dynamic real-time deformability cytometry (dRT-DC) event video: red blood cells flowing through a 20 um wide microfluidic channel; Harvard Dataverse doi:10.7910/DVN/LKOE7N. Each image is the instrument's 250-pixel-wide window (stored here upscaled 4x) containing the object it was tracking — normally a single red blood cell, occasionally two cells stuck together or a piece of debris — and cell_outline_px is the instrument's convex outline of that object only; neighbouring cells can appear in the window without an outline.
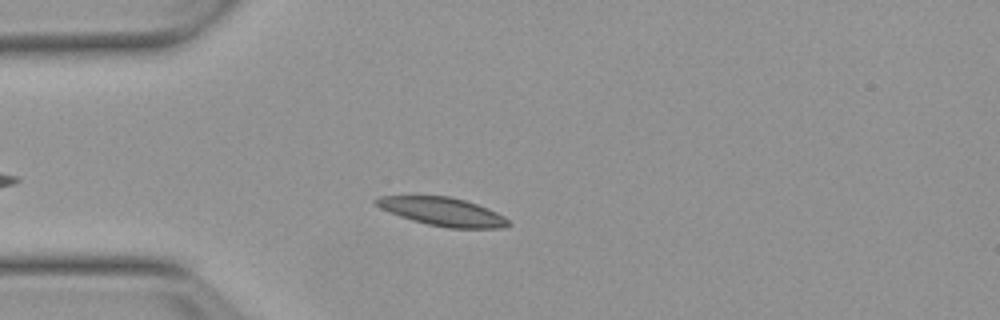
{"species": "Egyptian fruit bat (a non-hibernating species)", "species_latin": "Rousettus aegyptiacus", "temperature_condition": "warm", "stored_images_in_passage": 38, "camera_frame_rate_fps": 3000, "um_per_image_px": 0.085, "animal": {"sex": "female"}, "frame": {"image": 1, "passage_image": 5, "time_ms": 1.333, "image_size_px": [1000, 320], "cell_outline_px": [[512, 224], [504, 228], [448, 228], [428, 224], [412, 220], [388, 212], [372, 204], [372, 200], [380, 196], [448, 196], [464, 200], [488, 208], [504, 216]], "centroid_in_image_um": [37.59, 17.99], "position_along_channel_um": 47.4, "area_um2": 21.91}}
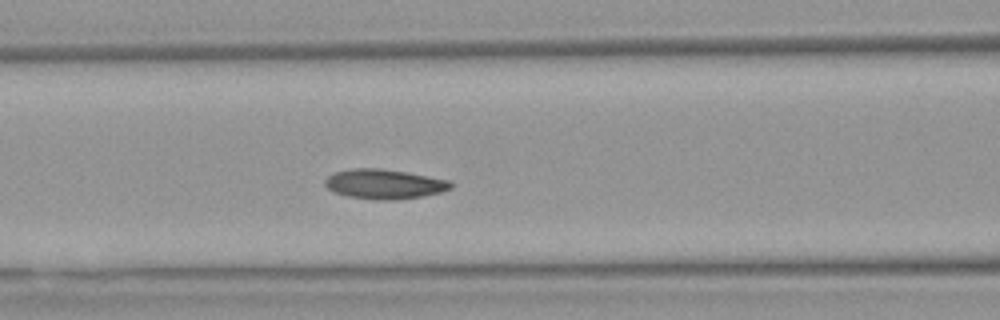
{"frame": {"image": 2, "passage_image": 13, "time_ms": 4.0, "image_size_px": [1000, 320], "cell_outline_px": [[452, 188], [440, 192], [424, 196], [396, 200], [376, 200], [348, 196], [332, 192], [324, 184], [324, 180], [332, 172], [352, 168], [380, 168], [408, 172], [448, 180], [452, 184]], "centroid_in_image_um": [32.63, 15.64], "position_along_channel_um": 134.0, "area_um2": 21.96}}
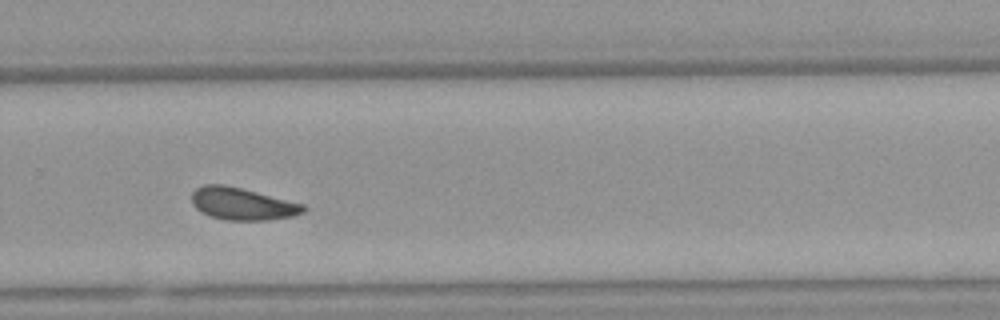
{"frame": {"image": 3, "passage_image": 27, "time_ms": 8.667, "image_size_px": [1000, 320], "cell_outline_px": [[308, 208], [304, 212], [292, 216], [268, 220], [224, 220], [200, 212], [192, 204], [192, 192], [196, 188], [204, 184], [224, 184], [304, 204]], "centroid_in_image_um": [20.58, 17.33], "position_along_channel_um": 309.2, "area_um2": 20.92}, "authors_computed_cell_mechanics": {"area_um2": 21.2415, "velocity_mm_per_s": 3.7715, "shape_relaxation_time_tau1_ms": 3.1718, "shape_relaxation_time_tau2_ms": 4.284, "deformation_change_tau1": 0.0865, "deformation_change_tau2": 0.11}}